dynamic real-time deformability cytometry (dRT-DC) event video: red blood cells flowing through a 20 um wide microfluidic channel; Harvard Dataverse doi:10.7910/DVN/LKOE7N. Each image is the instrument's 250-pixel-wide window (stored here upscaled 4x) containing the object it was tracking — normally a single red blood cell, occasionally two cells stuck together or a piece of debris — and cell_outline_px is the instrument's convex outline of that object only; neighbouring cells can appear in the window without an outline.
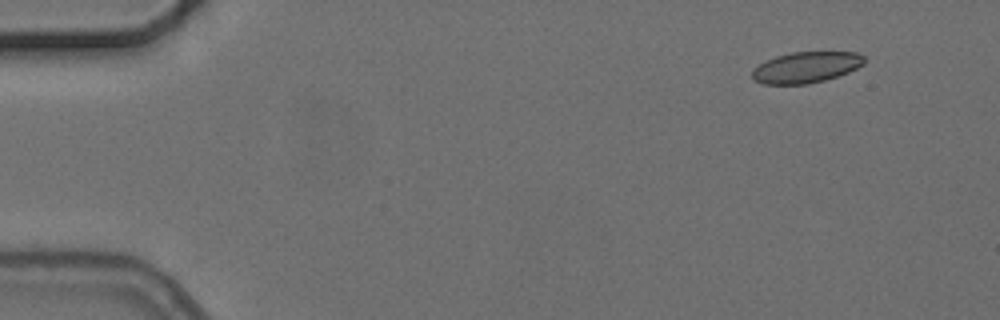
{"species": "common noctule bat (a hibernating species)", "species_latin": "Nyctalus noctula", "temperature_condition": "cold", "stored_images_in_passage": 6, "camera_frame_rate_fps": 3000, "um_per_image_px": 0.085, "animal": {"sex": "female", "body_mass_g": 24.6, "forearm_length_mm": 56.2}, "frame": {"image": 1, "passage_image": 1, "time_ms": 0.0, "image_size_px": [1000, 320], "cell_outline_px": [[864, 64], [848, 72], [824, 80], [808, 84], [764, 84], [752, 80], [752, 68], [776, 56], [792, 52], [856, 52], [864, 56]], "centroid_in_image_um": [68.49, 5.72], "position_along_channel_um": 16.5, "area_um2": 20.17}}
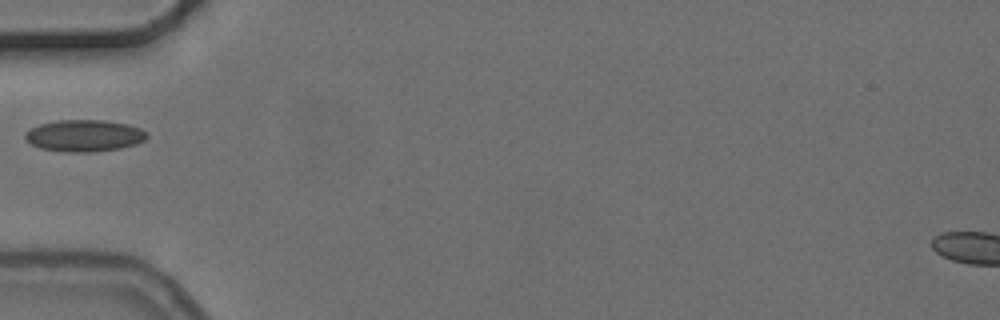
{"frame": {"image": 2, "passage_image": 5, "time_ms": 4.667, "image_size_px": [1000, 320], "cell_outline_px": [[148, 136], [144, 140], [136, 144], [120, 148], [88, 152], [64, 152], [40, 148], [24, 140], [24, 132], [40, 124], [56, 120], [104, 120], [128, 124], [140, 128], [148, 132]], "centroid_in_image_um": [7.15, 11.53], "position_along_channel_um": 77.8, "area_um2": 22.66}}
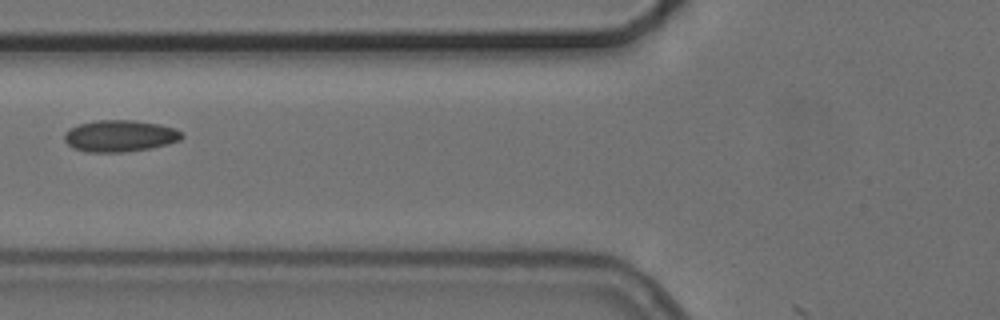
{"frame": {"image": 3, "passage_image": 6, "time_ms": 5.667, "image_size_px": [1000, 320], "cell_outline_px": [[184, 136], [180, 140], [168, 144], [148, 148], [124, 152], [84, 152], [72, 148], [64, 140], [64, 132], [68, 128], [80, 124], [96, 120], [136, 120], [160, 124], [176, 128]], "centroid_in_image_um": [10.16, 11.55], "position_along_channel_um": 115.6, "area_um2": 21.85}}